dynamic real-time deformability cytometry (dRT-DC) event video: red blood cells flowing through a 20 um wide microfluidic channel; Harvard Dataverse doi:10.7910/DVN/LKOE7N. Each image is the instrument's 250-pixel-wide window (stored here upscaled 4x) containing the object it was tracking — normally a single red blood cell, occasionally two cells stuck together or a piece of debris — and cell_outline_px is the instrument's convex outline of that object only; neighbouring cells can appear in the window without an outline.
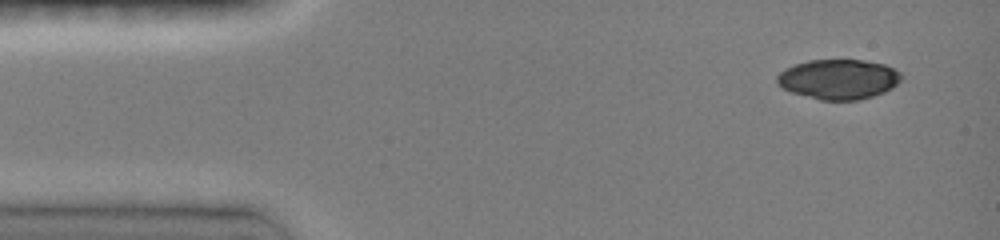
{"species": "common noctule bat (a hibernating species)", "species_latin": "Nyctalus noctula", "temperature_condition": "room temperature", "stored_images_in_passage": 11, "camera_frame_rate_fps": 3000, "um_per_image_px": 0.085, "animal": {"sex": "female", "body_mass_g": 19.0, "forearm_length_mm": 51.5}, "frame": {"image": 1, "passage_image": 1, "time_ms": 0.0, "image_size_px": [1000, 240], "cell_outline_px": [[904, 76], [892, 88], [884, 92], [860, 100], [820, 100], [792, 92], [780, 88], [776, 84], [776, 76], [784, 68], [808, 60], [864, 60], [884, 64], [900, 72]], "centroid_in_image_um": [71.25, 6.73], "position_along_channel_um": 13.7, "area_um2": 29.07}}